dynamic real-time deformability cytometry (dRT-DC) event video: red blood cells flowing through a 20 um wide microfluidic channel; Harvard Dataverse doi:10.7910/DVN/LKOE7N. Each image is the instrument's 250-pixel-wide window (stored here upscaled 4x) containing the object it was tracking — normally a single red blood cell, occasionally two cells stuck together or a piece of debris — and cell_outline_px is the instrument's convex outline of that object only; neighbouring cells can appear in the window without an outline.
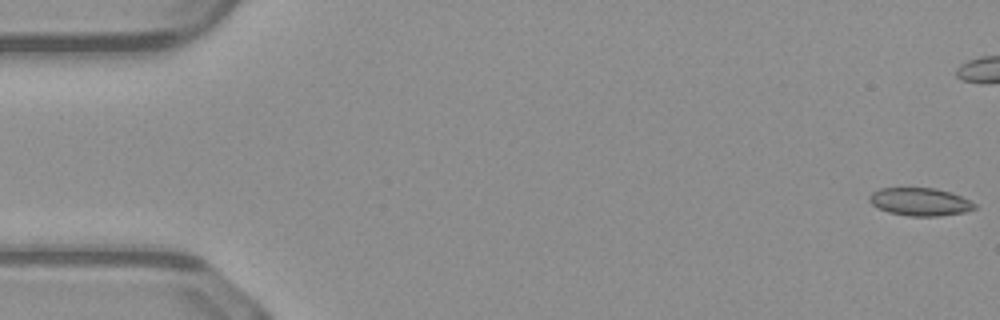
{"species": "common noctule bat (a hibernating species)", "species_latin": "Nyctalus noctula", "temperature_condition": "warm", "stored_images_in_passage": 10, "camera_frame_rate_fps": 3000, "um_per_image_px": 0.085, "animal": {"sex": "male", "body_mass_g": 23.1, "forearm_length_mm": 52.7}, "frame": {"image": 1, "passage_image": 1, "time_ms": 0.0, "image_size_px": [1000, 320], "cell_outline_px": [[976, 208], [964, 212], [940, 216], [908, 216], [888, 212], [872, 204], [868, 200], [868, 196], [872, 192], [880, 188], [932, 188], [952, 192], [976, 204]], "centroid_in_image_um": [78.18, 17.15], "position_along_channel_um": 6.8, "area_um2": 17.05}}